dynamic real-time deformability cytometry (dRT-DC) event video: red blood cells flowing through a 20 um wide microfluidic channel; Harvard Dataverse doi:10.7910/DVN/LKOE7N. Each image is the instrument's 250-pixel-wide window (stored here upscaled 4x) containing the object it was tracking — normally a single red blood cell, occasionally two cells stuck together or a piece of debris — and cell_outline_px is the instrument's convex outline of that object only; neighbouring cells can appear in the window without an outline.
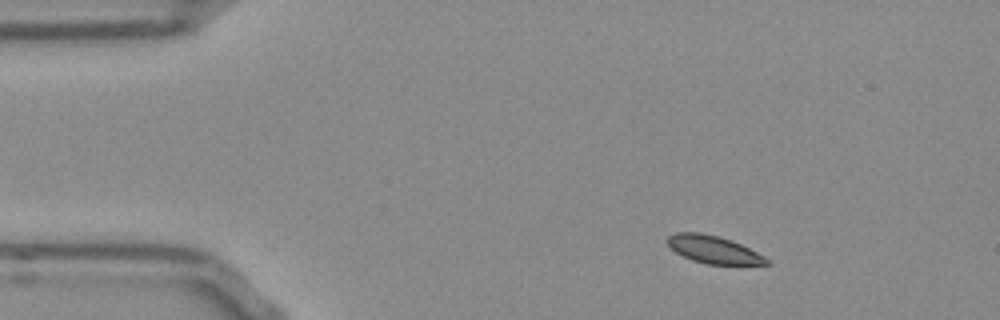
{"species": "Egyptian fruit bat (a non-hibernating species)", "species_latin": "Rousettus aegyptiacus", "temperature_condition": "room temperature", "stored_images_in_passage": 46, "camera_frame_rate_fps": 3000, "um_per_image_px": 0.085, "frame": {"image": 1, "passage_image": 1, "time_ms": 0.0, "image_size_px": [1000, 320], "cell_outline_px": [[772, 264], [704, 264], [692, 260], [668, 248], [664, 240], [668, 236], [676, 232], [700, 232], [716, 236], [740, 244], [764, 256]], "centroid_in_image_um": [60.56, 21.21], "position_along_channel_um": 24.4, "area_um2": 15.84}}
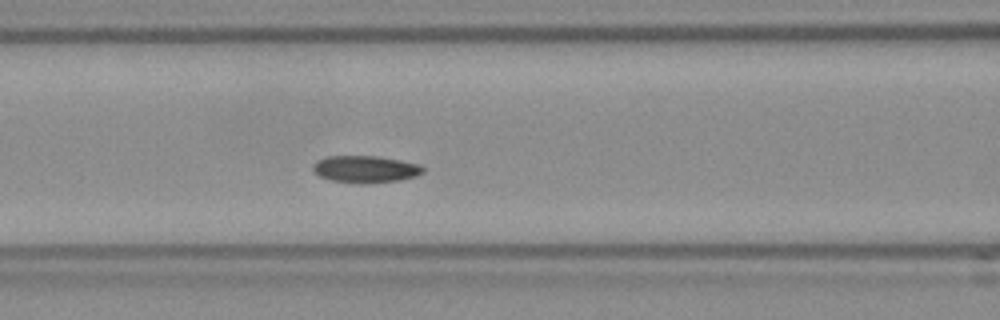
{"frame": {"image": 2, "passage_image": 15, "time_ms": 4.667, "image_size_px": [1000, 320], "cell_outline_px": [[424, 172], [416, 176], [400, 180], [364, 184], [360, 184], [332, 180], [320, 176], [312, 172], [312, 164], [316, 160], [328, 156], [376, 156], [400, 160], [420, 164], [424, 168]], "centroid_in_image_um": [31.04, 14.38], "position_along_channel_um": 135.6, "area_um2": 17.51}}
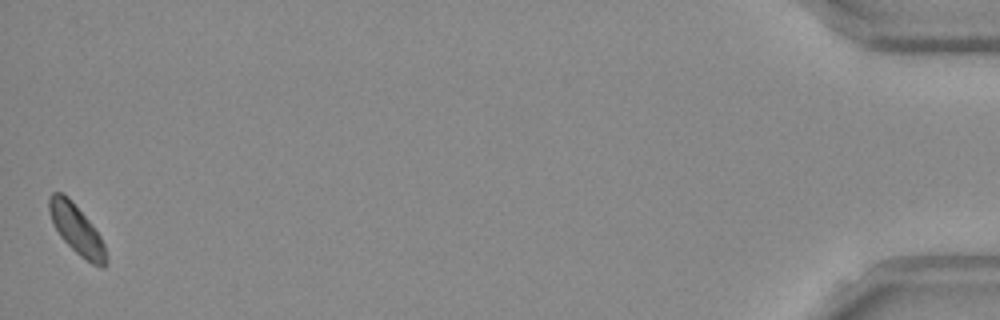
{"frame": {"image": 3, "passage_image": 46, "time_ms": 15.0, "image_size_px": [1000, 320], "cell_outline_px": [[108, 264], [104, 268], [100, 268], [92, 264], [80, 256], [60, 236], [52, 220], [48, 208], [48, 200], [52, 192], [60, 192], [68, 196], [92, 224], [100, 236], [104, 244], [108, 260]], "centroid_in_image_um": [6.55, 19.53], "position_along_channel_um": 428.7, "area_um2": 16.36}, "authors_computed_cell_mechanics": {"area_um2": 16.8487, "velocity_mm_per_s": 3.8034, "shape_relaxation_time_tau1_ms": 4.7834, "shape_relaxation_time_tau2_ms": 8.607, "deformation_change_tau1": 0.0901, "deformation_change_tau2": 0.0812}}